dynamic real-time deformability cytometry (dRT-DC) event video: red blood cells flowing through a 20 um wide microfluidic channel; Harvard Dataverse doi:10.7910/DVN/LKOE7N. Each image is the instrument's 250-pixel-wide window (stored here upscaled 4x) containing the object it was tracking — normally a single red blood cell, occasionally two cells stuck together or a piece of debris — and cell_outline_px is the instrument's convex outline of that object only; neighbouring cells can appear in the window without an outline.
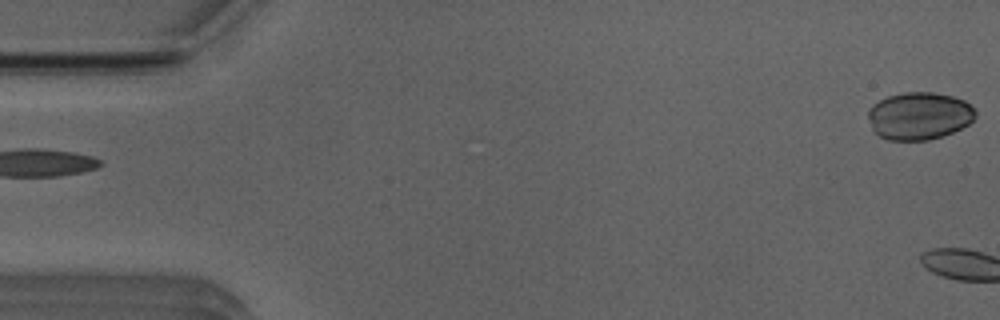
{"species": "Egyptian fruit bat (a non-hibernating species)", "species_latin": "Rousettus aegyptiacus", "temperature_condition": "room temperature", "stored_images_in_passage": 3, "camera_frame_rate_fps": 3000, "um_per_image_px": 0.085, "animal": {"sex": "male"}, "frame": {"image": 1, "passage_image": 1, "time_ms": 0.0, "image_size_px": [1000, 320], "cell_outline_px": [[976, 116], [968, 124], [952, 132], [928, 140], [888, 140], [880, 136], [872, 128], [868, 116], [868, 108], [872, 104], [888, 96], [904, 92], [932, 92], [952, 96], [964, 100], [976, 108]], "centroid_in_image_um": [78.13, 9.84], "position_along_channel_um": 6.9, "area_um2": 29.71}}